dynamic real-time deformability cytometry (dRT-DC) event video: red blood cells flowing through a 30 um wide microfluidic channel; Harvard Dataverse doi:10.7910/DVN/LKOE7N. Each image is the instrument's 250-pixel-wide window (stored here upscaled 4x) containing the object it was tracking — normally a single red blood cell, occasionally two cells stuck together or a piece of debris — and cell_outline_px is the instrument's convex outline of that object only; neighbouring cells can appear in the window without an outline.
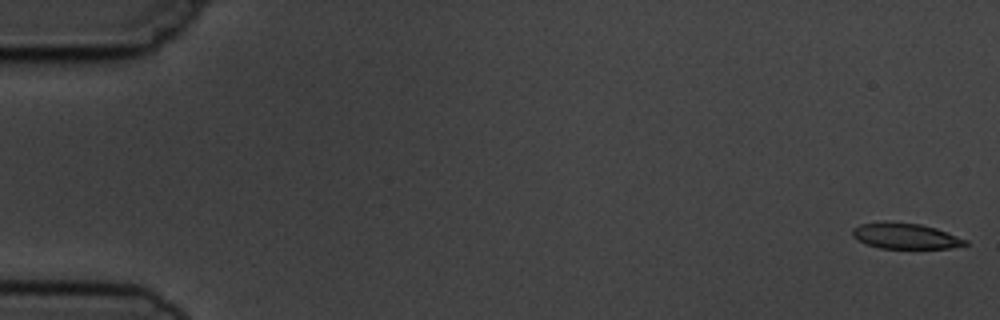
{"species": "common noctule bat (a hibernating species)", "species_latin": "Nyctalus noctula", "temperature_condition": "cold", "stored_images_in_passage": 8, "camera_frame_rate_fps": 3000, "um_per_image_px": 0.085, "animal": {"sex": "male", "body_mass_g": 19.5, "forearm_length_mm": 54.6}, "frame": {"image": 1, "passage_image": 1, "time_ms": 0.0, "image_size_px": [1000, 320], "cell_outline_px": [[968, 244], [948, 248], [880, 248], [868, 244], [852, 236], [852, 228], [860, 224], [884, 220], [920, 224], [936, 228], [968, 240]], "centroid_in_image_um": [76.93, 20.03], "position_along_channel_um": 8.1, "area_um2": 16.94}}
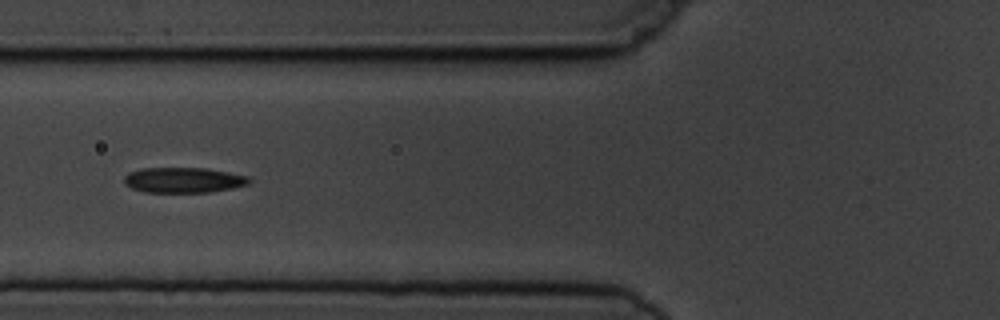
{"frame": {"image": 2, "passage_image": 7, "time_ms": 6.667, "image_size_px": [1000, 320], "cell_outline_px": [[252, 180], [248, 184], [232, 188], [208, 192], [144, 192], [132, 188], [124, 184], [124, 176], [128, 172], [140, 168], [204, 168], [228, 172], [248, 176]], "centroid_in_image_um": [15.57, 15.3], "position_along_channel_um": 110.2, "area_um2": 18.5}}
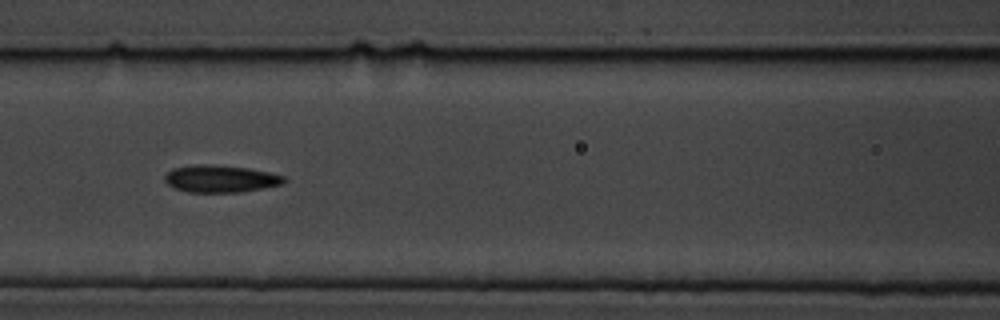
{"frame": {"image": 3, "passage_image": 8, "time_ms": 7.667, "image_size_px": [1000, 320], "cell_outline_px": [[288, 180], [284, 184], [264, 188], [240, 192], [188, 192], [176, 188], [168, 184], [164, 180], [164, 176], [172, 168], [196, 164], [212, 164], [248, 168], [268, 172], [284, 176]], "centroid_in_image_um": [18.76, 15.19], "position_along_channel_um": 147.8, "area_um2": 19.02}}